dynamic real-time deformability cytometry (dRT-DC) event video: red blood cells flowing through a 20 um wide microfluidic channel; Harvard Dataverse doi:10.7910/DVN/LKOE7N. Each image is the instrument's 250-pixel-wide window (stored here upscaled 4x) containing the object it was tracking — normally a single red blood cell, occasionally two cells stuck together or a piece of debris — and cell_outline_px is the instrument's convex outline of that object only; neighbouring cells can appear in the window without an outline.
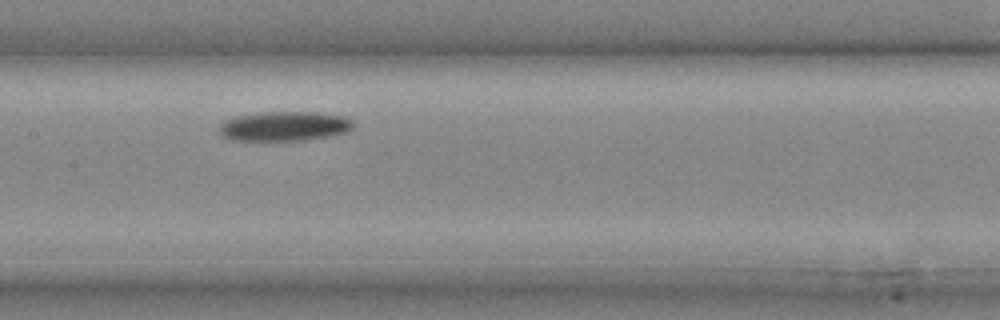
{"species": "common noctule bat (a hibernating species)", "species_latin": "Nyctalus noctula", "temperature_condition": "cold", "stored_images_in_passage": 16, "camera_frame_rate_fps": 3000, "um_per_image_px": 0.085, "animal": {"sex": "male", "body_mass_g": 20.4}, "frame": {"image": 1, "passage_image": 7, "time_ms": 2.0, "image_size_px": [1000, 320], "cell_outline_px": [[356, 124], [348, 132], [332, 136], [304, 140], [228, 140], [220, 132], [220, 124], [224, 120], [236, 116], [264, 112], [316, 112], [344, 116], [352, 120]], "centroid_in_image_um": [24.22, 10.73], "position_along_channel_um": 183.2, "area_um2": 23.24}}
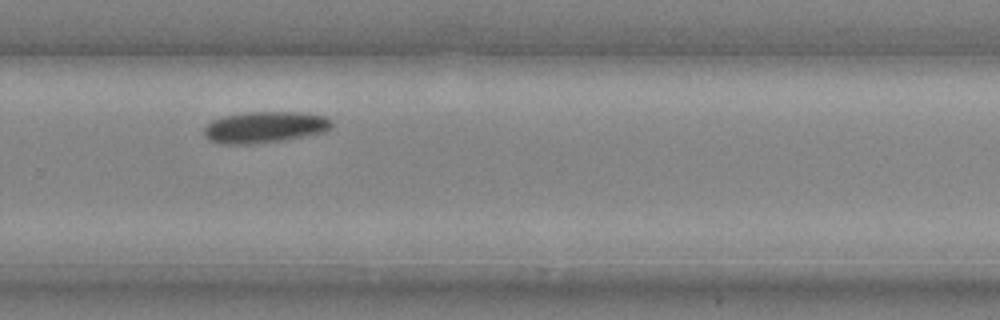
{"frame": {"image": 2, "passage_image": 12, "time_ms": 3.667, "image_size_px": [1000, 320], "cell_outline_px": [[332, 128], [324, 132], [284, 140], [252, 144], [220, 144], [208, 140], [204, 136], [204, 128], [212, 120], [224, 116], [244, 112], [308, 112], [324, 116], [332, 120]], "centroid_in_image_um": [22.51, 10.81], "position_along_channel_um": 307.3, "area_um2": 23.58}}
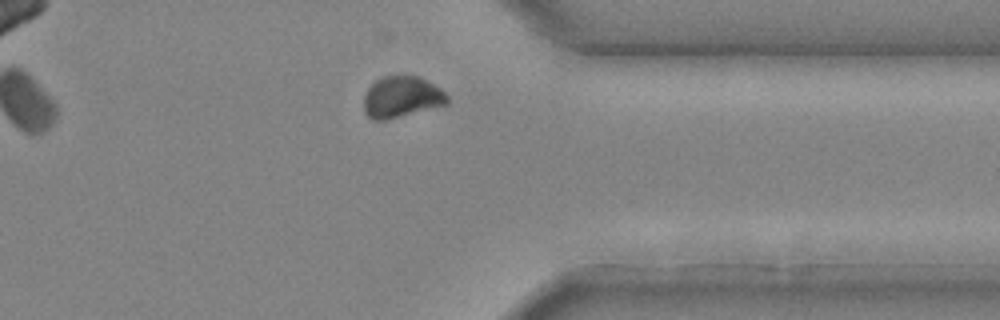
{"frame": {"image": 3, "passage_image": 15, "time_ms": 4.667, "image_size_px": [1000, 320], "cell_outline_px": [[448, 104], [388, 120], [372, 120], [364, 112], [364, 96], [368, 88], [376, 80], [384, 76], [420, 76], [440, 88], [448, 96]], "centroid_in_image_um": [34.14, 8.26], "position_along_channel_um": 377.3, "area_um2": 20.17}}